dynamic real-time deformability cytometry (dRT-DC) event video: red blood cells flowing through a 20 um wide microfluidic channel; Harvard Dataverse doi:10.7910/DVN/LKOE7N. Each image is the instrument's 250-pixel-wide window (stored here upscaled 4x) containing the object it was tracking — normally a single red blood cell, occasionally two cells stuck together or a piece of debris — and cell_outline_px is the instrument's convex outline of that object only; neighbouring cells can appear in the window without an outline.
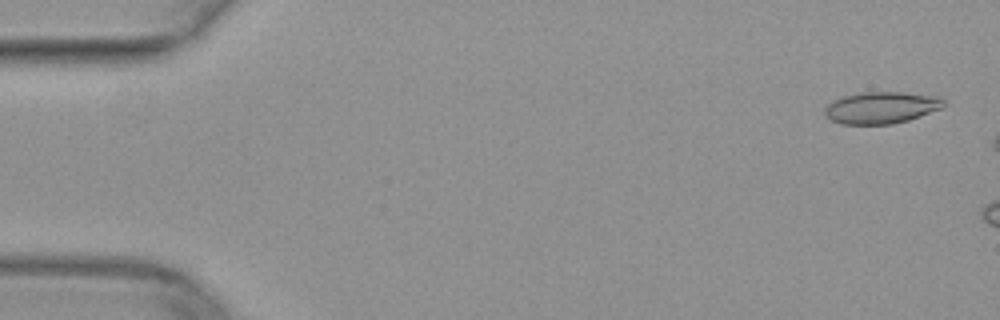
{"species": "common noctule bat (a hibernating species)", "species_latin": "Nyctalus noctula", "temperature_condition": "warm", "stored_images_in_passage": 7, "camera_frame_rate_fps": 3000, "um_per_image_px": 0.085, "animal": {"sex": "female", "body_mass_g": 29.2, "forearm_length_mm": 56.3}, "frame": {"image": 1, "passage_image": 2, "time_ms": 0.333, "image_size_px": [1000, 320], "cell_outline_px": [[944, 104], [940, 108], [920, 116], [908, 120], [892, 124], [840, 124], [824, 116], [824, 108], [832, 100], [844, 96], [860, 92], [900, 92], [940, 96], [944, 100]], "centroid_in_image_um": [74.87, 9.14], "position_along_channel_um": 10.1, "area_um2": 22.08}}